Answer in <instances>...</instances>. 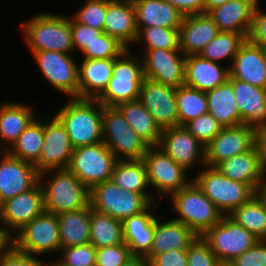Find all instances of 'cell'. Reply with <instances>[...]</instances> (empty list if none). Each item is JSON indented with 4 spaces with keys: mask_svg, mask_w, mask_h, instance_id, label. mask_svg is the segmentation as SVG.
Masks as SVG:
<instances>
[{
    "mask_svg": "<svg viewBox=\"0 0 266 266\" xmlns=\"http://www.w3.org/2000/svg\"><path fill=\"white\" fill-rule=\"evenodd\" d=\"M257 5L250 0H229L210 10L207 15L217 25L219 32H232L248 37Z\"/></svg>",
    "mask_w": 266,
    "mask_h": 266,
    "instance_id": "obj_25",
    "label": "cell"
},
{
    "mask_svg": "<svg viewBox=\"0 0 266 266\" xmlns=\"http://www.w3.org/2000/svg\"><path fill=\"white\" fill-rule=\"evenodd\" d=\"M32 108L25 103L12 101L0 105V151H7L19 135L37 118Z\"/></svg>",
    "mask_w": 266,
    "mask_h": 266,
    "instance_id": "obj_31",
    "label": "cell"
},
{
    "mask_svg": "<svg viewBox=\"0 0 266 266\" xmlns=\"http://www.w3.org/2000/svg\"><path fill=\"white\" fill-rule=\"evenodd\" d=\"M228 1L229 0H205V14H207L210 10L225 4Z\"/></svg>",
    "mask_w": 266,
    "mask_h": 266,
    "instance_id": "obj_58",
    "label": "cell"
},
{
    "mask_svg": "<svg viewBox=\"0 0 266 266\" xmlns=\"http://www.w3.org/2000/svg\"><path fill=\"white\" fill-rule=\"evenodd\" d=\"M55 116L66 128L74 149L102 142L103 105L96 99L70 98Z\"/></svg>",
    "mask_w": 266,
    "mask_h": 266,
    "instance_id": "obj_2",
    "label": "cell"
},
{
    "mask_svg": "<svg viewBox=\"0 0 266 266\" xmlns=\"http://www.w3.org/2000/svg\"><path fill=\"white\" fill-rule=\"evenodd\" d=\"M230 66L212 62L200 55H189L185 59V85L201 91L214 89L225 83L230 76Z\"/></svg>",
    "mask_w": 266,
    "mask_h": 266,
    "instance_id": "obj_26",
    "label": "cell"
},
{
    "mask_svg": "<svg viewBox=\"0 0 266 266\" xmlns=\"http://www.w3.org/2000/svg\"><path fill=\"white\" fill-rule=\"evenodd\" d=\"M138 32L144 27L179 29L184 15L166 0H132Z\"/></svg>",
    "mask_w": 266,
    "mask_h": 266,
    "instance_id": "obj_28",
    "label": "cell"
},
{
    "mask_svg": "<svg viewBox=\"0 0 266 266\" xmlns=\"http://www.w3.org/2000/svg\"><path fill=\"white\" fill-rule=\"evenodd\" d=\"M230 77L266 89V58L262 47L247 39L229 68Z\"/></svg>",
    "mask_w": 266,
    "mask_h": 266,
    "instance_id": "obj_22",
    "label": "cell"
},
{
    "mask_svg": "<svg viewBox=\"0 0 266 266\" xmlns=\"http://www.w3.org/2000/svg\"><path fill=\"white\" fill-rule=\"evenodd\" d=\"M258 131L244 124L224 127L205 146V165L216 167L219 163L256 146Z\"/></svg>",
    "mask_w": 266,
    "mask_h": 266,
    "instance_id": "obj_17",
    "label": "cell"
},
{
    "mask_svg": "<svg viewBox=\"0 0 266 266\" xmlns=\"http://www.w3.org/2000/svg\"><path fill=\"white\" fill-rule=\"evenodd\" d=\"M126 49L116 38L103 32L82 53L83 59H116Z\"/></svg>",
    "mask_w": 266,
    "mask_h": 266,
    "instance_id": "obj_43",
    "label": "cell"
},
{
    "mask_svg": "<svg viewBox=\"0 0 266 266\" xmlns=\"http://www.w3.org/2000/svg\"><path fill=\"white\" fill-rule=\"evenodd\" d=\"M56 216L62 248L90 243V205Z\"/></svg>",
    "mask_w": 266,
    "mask_h": 266,
    "instance_id": "obj_35",
    "label": "cell"
},
{
    "mask_svg": "<svg viewBox=\"0 0 266 266\" xmlns=\"http://www.w3.org/2000/svg\"><path fill=\"white\" fill-rule=\"evenodd\" d=\"M143 41L144 49H179V29L165 27H144L138 32L135 43Z\"/></svg>",
    "mask_w": 266,
    "mask_h": 266,
    "instance_id": "obj_42",
    "label": "cell"
},
{
    "mask_svg": "<svg viewBox=\"0 0 266 266\" xmlns=\"http://www.w3.org/2000/svg\"><path fill=\"white\" fill-rule=\"evenodd\" d=\"M158 147L188 171L196 163L205 166V145L184 126L162 130Z\"/></svg>",
    "mask_w": 266,
    "mask_h": 266,
    "instance_id": "obj_20",
    "label": "cell"
},
{
    "mask_svg": "<svg viewBox=\"0 0 266 266\" xmlns=\"http://www.w3.org/2000/svg\"><path fill=\"white\" fill-rule=\"evenodd\" d=\"M43 190L38 183L27 192L20 193L0 205V226L11 239L32 219L44 212Z\"/></svg>",
    "mask_w": 266,
    "mask_h": 266,
    "instance_id": "obj_14",
    "label": "cell"
},
{
    "mask_svg": "<svg viewBox=\"0 0 266 266\" xmlns=\"http://www.w3.org/2000/svg\"><path fill=\"white\" fill-rule=\"evenodd\" d=\"M226 266H266V239H260L257 243L235 257Z\"/></svg>",
    "mask_w": 266,
    "mask_h": 266,
    "instance_id": "obj_49",
    "label": "cell"
},
{
    "mask_svg": "<svg viewBox=\"0 0 266 266\" xmlns=\"http://www.w3.org/2000/svg\"><path fill=\"white\" fill-rule=\"evenodd\" d=\"M49 118L43 120L44 142L39 160L34 164L40 174L67 168L74 150L61 121L55 115Z\"/></svg>",
    "mask_w": 266,
    "mask_h": 266,
    "instance_id": "obj_15",
    "label": "cell"
},
{
    "mask_svg": "<svg viewBox=\"0 0 266 266\" xmlns=\"http://www.w3.org/2000/svg\"><path fill=\"white\" fill-rule=\"evenodd\" d=\"M208 113L222 126L233 127L243 124L239 114L232 83L227 80L220 86L206 91Z\"/></svg>",
    "mask_w": 266,
    "mask_h": 266,
    "instance_id": "obj_33",
    "label": "cell"
},
{
    "mask_svg": "<svg viewBox=\"0 0 266 266\" xmlns=\"http://www.w3.org/2000/svg\"><path fill=\"white\" fill-rule=\"evenodd\" d=\"M35 165L0 151V205L14 196L27 192L39 183Z\"/></svg>",
    "mask_w": 266,
    "mask_h": 266,
    "instance_id": "obj_19",
    "label": "cell"
},
{
    "mask_svg": "<svg viewBox=\"0 0 266 266\" xmlns=\"http://www.w3.org/2000/svg\"><path fill=\"white\" fill-rule=\"evenodd\" d=\"M43 76L59 92L78 98L79 65L71 54L56 51L32 53Z\"/></svg>",
    "mask_w": 266,
    "mask_h": 266,
    "instance_id": "obj_13",
    "label": "cell"
},
{
    "mask_svg": "<svg viewBox=\"0 0 266 266\" xmlns=\"http://www.w3.org/2000/svg\"><path fill=\"white\" fill-rule=\"evenodd\" d=\"M197 237L181 222L174 219L161 222L156 217L152 246L147 255H157L174 249H188Z\"/></svg>",
    "mask_w": 266,
    "mask_h": 266,
    "instance_id": "obj_32",
    "label": "cell"
},
{
    "mask_svg": "<svg viewBox=\"0 0 266 266\" xmlns=\"http://www.w3.org/2000/svg\"><path fill=\"white\" fill-rule=\"evenodd\" d=\"M247 40L259 47L266 48V12L256 7Z\"/></svg>",
    "mask_w": 266,
    "mask_h": 266,
    "instance_id": "obj_53",
    "label": "cell"
},
{
    "mask_svg": "<svg viewBox=\"0 0 266 266\" xmlns=\"http://www.w3.org/2000/svg\"><path fill=\"white\" fill-rule=\"evenodd\" d=\"M61 260H56L60 266H95L96 248L90 244L61 248Z\"/></svg>",
    "mask_w": 266,
    "mask_h": 266,
    "instance_id": "obj_45",
    "label": "cell"
},
{
    "mask_svg": "<svg viewBox=\"0 0 266 266\" xmlns=\"http://www.w3.org/2000/svg\"><path fill=\"white\" fill-rule=\"evenodd\" d=\"M187 259L188 266H223L200 236L187 249Z\"/></svg>",
    "mask_w": 266,
    "mask_h": 266,
    "instance_id": "obj_47",
    "label": "cell"
},
{
    "mask_svg": "<svg viewBox=\"0 0 266 266\" xmlns=\"http://www.w3.org/2000/svg\"><path fill=\"white\" fill-rule=\"evenodd\" d=\"M184 16L205 14V0H166Z\"/></svg>",
    "mask_w": 266,
    "mask_h": 266,
    "instance_id": "obj_54",
    "label": "cell"
},
{
    "mask_svg": "<svg viewBox=\"0 0 266 266\" xmlns=\"http://www.w3.org/2000/svg\"><path fill=\"white\" fill-rule=\"evenodd\" d=\"M53 174L52 179L45 177ZM47 175V176H46ZM45 212L58 215L90 205V189L68 168L54 169L40 174Z\"/></svg>",
    "mask_w": 266,
    "mask_h": 266,
    "instance_id": "obj_1",
    "label": "cell"
},
{
    "mask_svg": "<svg viewBox=\"0 0 266 266\" xmlns=\"http://www.w3.org/2000/svg\"><path fill=\"white\" fill-rule=\"evenodd\" d=\"M177 111L179 126L208 113L206 92L181 85L176 88Z\"/></svg>",
    "mask_w": 266,
    "mask_h": 266,
    "instance_id": "obj_40",
    "label": "cell"
},
{
    "mask_svg": "<svg viewBox=\"0 0 266 266\" xmlns=\"http://www.w3.org/2000/svg\"><path fill=\"white\" fill-rule=\"evenodd\" d=\"M259 194L266 200V180H264Z\"/></svg>",
    "mask_w": 266,
    "mask_h": 266,
    "instance_id": "obj_59",
    "label": "cell"
},
{
    "mask_svg": "<svg viewBox=\"0 0 266 266\" xmlns=\"http://www.w3.org/2000/svg\"><path fill=\"white\" fill-rule=\"evenodd\" d=\"M184 127L205 146L223 129V126L210 113L189 121Z\"/></svg>",
    "mask_w": 266,
    "mask_h": 266,
    "instance_id": "obj_46",
    "label": "cell"
},
{
    "mask_svg": "<svg viewBox=\"0 0 266 266\" xmlns=\"http://www.w3.org/2000/svg\"><path fill=\"white\" fill-rule=\"evenodd\" d=\"M104 32L116 38L127 49L138 36L136 11L132 0H107Z\"/></svg>",
    "mask_w": 266,
    "mask_h": 266,
    "instance_id": "obj_23",
    "label": "cell"
},
{
    "mask_svg": "<svg viewBox=\"0 0 266 266\" xmlns=\"http://www.w3.org/2000/svg\"><path fill=\"white\" fill-rule=\"evenodd\" d=\"M107 0H86L71 16L76 22L104 32Z\"/></svg>",
    "mask_w": 266,
    "mask_h": 266,
    "instance_id": "obj_44",
    "label": "cell"
},
{
    "mask_svg": "<svg viewBox=\"0 0 266 266\" xmlns=\"http://www.w3.org/2000/svg\"><path fill=\"white\" fill-rule=\"evenodd\" d=\"M45 266H60L57 262H48Z\"/></svg>",
    "mask_w": 266,
    "mask_h": 266,
    "instance_id": "obj_60",
    "label": "cell"
},
{
    "mask_svg": "<svg viewBox=\"0 0 266 266\" xmlns=\"http://www.w3.org/2000/svg\"><path fill=\"white\" fill-rule=\"evenodd\" d=\"M227 216L258 239H266V200L259 193Z\"/></svg>",
    "mask_w": 266,
    "mask_h": 266,
    "instance_id": "obj_38",
    "label": "cell"
},
{
    "mask_svg": "<svg viewBox=\"0 0 266 266\" xmlns=\"http://www.w3.org/2000/svg\"><path fill=\"white\" fill-rule=\"evenodd\" d=\"M153 207L157 208L152 203L142 213L130 216L123 221V240L132 255L146 256L150 252L156 219V215L151 212Z\"/></svg>",
    "mask_w": 266,
    "mask_h": 266,
    "instance_id": "obj_29",
    "label": "cell"
},
{
    "mask_svg": "<svg viewBox=\"0 0 266 266\" xmlns=\"http://www.w3.org/2000/svg\"><path fill=\"white\" fill-rule=\"evenodd\" d=\"M117 161L113 152L99 142L75 148L67 168L91 189L96 184L111 180Z\"/></svg>",
    "mask_w": 266,
    "mask_h": 266,
    "instance_id": "obj_10",
    "label": "cell"
},
{
    "mask_svg": "<svg viewBox=\"0 0 266 266\" xmlns=\"http://www.w3.org/2000/svg\"><path fill=\"white\" fill-rule=\"evenodd\" d=\"M219 33L207 14L187 15L179 28V49L185 55H199Z\"/></svg>",
    "mask_w": 266,
    "mask_h": 266,
    "instance_id": "obj_24",
    "label": "cell"
},
{
    "mask_svg": "<svg viewBox=\"0 0 266 266\" xmlns=\"http://www.w3.org/2000/svg\"><path fill=\"white\" fill-rule=\"evenodd\" d=\"M145 78L178 88L185 83L186 56L180 50L143 49Z\"/></svg>",
    "mask_w": 266,
    "mask_h": 266,
    "instance_id": "obj_16",
    "label": "cell"
},
{
    "mask_svg": "<svg viewBox=\"0 0 266 266\" xmlns=\"http://www.w3.org/2000/svg\"><path fill=\"white\" fill-rule=\"evenodd\" d=\"M131 256L130 249L124 242L96 249L95 266H123Z\"/></svg>",
    "mask_w": 266,
    "mask_h": 266,
    "instance_id": "obj_48",
    "label": "cell"
},
{
    "mask_svg": "<svg viewBox=\"0 0 266 266\" xmlns=\"http://www.w3.org/2000/svg\"><path fill=\"white\" fill-rule=\"evenodd\" d=\"M263 51H264V55H265V58H266V48H263Z\"/></svg>",
    "mask_w": 266,
    "mask_h": 266,
    "instance_id": "obj_62",
    "label": "cell"
},
{
    "mask_svg": "<svg viewBox=\"0 0 266 266\" xmlns=\"http://www.w3.org/2000/svg\"><path fill=\"white\" fill-rule=\"evenodd\" d=\"M31 53L56 51L71 54L74 51L70 17L54 13H39L20 25Z\"/></svg>",
    "mask_w": 266,
    "mask_h": 266,
    "instance_id": "obj_3",
    "label": "cell"
},
{
    "mask_svg": "<svg viewBox=\"0 0 266 266\" xmlns=\"http://www.w3.org/2000/svg\"><path fill=\"white\" fill-rule=\"evenodd\" d=\"M116 108L150 147L159 145L162 129L138 99L120 103Z\"/></svg>",
    "mask_w": 266,
    "mask_h": 266,
    "instance_id": "obj_34",
    "label": "cell"
},
{
    "mask_svg": "<svg viewBox=\"0 0 266 266\" xmlns=\"http://www.w3.org/2000/svg\"><path fill=\"white\" fill-rule=\"evenodd\" d=\"M216 168L229 179L250 185L257 193L265 180L257 146L219 163Z\"/></svg>",
    "mask_w": 266,
    "mask_h": 266,
    "instance_id": "obj_27",
    "label": "cell"
},
{
    "mask_svg": "<svg viewBox=\"0 0 266 266\" xmlns=\"http://www.w3.org/2000/svg\"><path fill=\"white\" fill-rule=\"evenodd\" d=\"M138 100L162 130L179 126L176 88L145 78Z\"/></svg>",
    "mask_w": 266,
    "mask_h": 266,
    "instance_id": "obj_18",
    "label": "cell"
},
{
    "mask_svg": "<svg viewBox=\"0 0 266 266\" xmlns=\"http://www.w3.org/2000/svg\"><path fill=\"white\" fill-rule=\"evenodd\" d=\"M151 204L144 194L126 191L112 180L96 184L90 189L91 208L121 221L142 213Z\"/></svg>",
    "mask_w": 266,
    "mask_h": 266,
    "instance_id": "obj_8",
    "label": "cell"
},
{
    "mask_svg": "<svg viewBox=\"0 0 266 266\" xmlns=\"http://www.w3.org/2000/svg\"><path fill=\"white\" fill-rule=\"evenodd\" d=\"M201 237L223 266H226L260 240L227 215Z\"/></svg>",
    "mask_w": 266,
    "mask_h": 266,
    "instance_id": "obj_11",
    "label": "cell"
},
{
    "mask_svg": "<svg viewBox=\"0 0 266 266\" xmlns=\"http://www.w3.org/2000/svg\"><path fill=\"white\" fill-rule=\"evenodd\" d=\"M111 180L126 191L144 194L152 203L156 202L154 195L147 191L150 186L143 160H118Z\"/></svg>",
    "mask_w": 266,
    "mask_h": 266,
    "instance_id": "obj_36",
    "label": "cell"
},
{
    "mask_svg": "<svg viewBox=\"0 0 266 266\" xmlns=\"http://www.w3.org/2000/svg\"><path fill=\"white\" fill-rule=\"evenodd\" d=\"M11 245V239L4 233L0 226V255Z\"/></svg>",
    "mask_w": 266,
    "mask_h": 266,
    "instance_id": "obj_57",
    "label": "cell"
},
{
    "mask_svg": "<svg viewBox=\"0 0 266 266\" xmlns=\"http://www.w3.org/2000/svg\"><path fill=\"white\" fill-rule=\"evenodd\" d=\"M144 79L141 57L139 54L132 55L131 49H126L114 59L112 78L96 100L107 107H116L120 103L137 100Z\"/></svg>",
    "mask_w": 266,
    "mask_h": 266,
    "instance_id": "obj_5",
    "label": "cell"
},
{
    "mask_svg": "<svg viewBox=\"0 0 266 266\" xmlns=\"http://www.w3.org/2000/svg\"><path fill=\"white\" fill-rule=\"evenodd\" d=\"M250 1H252L255 5H257V6H259V0H250Z\"/></svg>",
    "mask_w": 266,
    "mask_h": 266,
    "instance_id": "obj_61",
    "label": "cell"
},
{
    "mask_svg": "<svg viewBox=\"0 0 266 266\" xmlns=\"http://www.w3.org/2000/svg\"><path fill=\"white\" fill-rule=\"evenodd\" d=\"M40 119L36 118L8 148L10 155L32 164L39 160L44 142L43 120Z\"/></svg>",
    "mask_w": 266,
    "mask_h": 266,
    "instance_id": "obj_39",
    "label": "cell"
},
{
    "mask_svg": "<svg viewBox=\"0 0 266 266\" xmlns=\"http://www.w3.org/2000/svg\"><path fill=\"white\" fill-rule=\"evenodd\" d=\"M203 168L192 180L224 215L258 194L250 185L229 179L216 167Z\"/></svg>",
    "mask_w": 266,
    "mask_h": 266,
    "instance_id": "obj_6",
    "label": "cell"
},
{
    "mask_svg": "<svg viewBox=\"0 0 266 266\" xmlns=\"http://www.w3.org/2000/svg\"><path fill=\"white\" fill-rule=\"evenodd\" d=\"M233 85L236 105L245 126L266 131V89L234 79H228Z\"/></svg>",
    "mask_w": 266,
    "mask_h": 266,
    "instance_id": "obj_21",
    "label": "cell"
},
{
    "mask_svg": "<svg viewBox=\"0 0 266 266\" xmlns=\"http://www.w3.org/2000/svg\"><path fill=\"white\" fill-rule=\"evenodd\" d=\"M247 38L243 34L219 32L200 52V56L212 62L219 63L230 58L231 64L239 47Z\"/></svg>",
    "mask_w": 266,
    "mask_h": 266,
    "instance_id": "obj_41",
    "label": "cell"
},
{
    "mask_svg": "<svg viewBox=\"0 0 266 266\" xmlns=\"http://www.w3.org/2000/svg\"><path fill=\"white\" fill-rule=\"evenodd\" d=\"M70 28L72 31L74 51L78 49L83 52L87 46H90L103 33L101 30L76 22L72 17H70Z\"/></svg>",
    "mask_w": 266,
    "mask_h": 266,
    "instance_id": "obj_50",
    "label": "cell"
},
{
    "mask_svg": "<svg viewBox=\"0 0 266 266\" xmlns=\"http://www.w3.org/2000/svg\"><path fill=\"white\" fill-rule=\"evenodd\" d=\"M114 59H82L79 67L78 99H96L112 78Z\"/></svg>",
    "mask_w": 266,
    "mask_h": 266,
    "instance_id": "obj_30",
    "label": "cell"
},
{
    "mask_svg": "<svg viewBox=\"0 0 266 266\" xmlns=\"http://www.w3.org/2000/svg\"><path fill=\"white\" fill-rule=\"evenodd\" d=\"M149 186L159 197L169 196L188 186L193 180L187 179V170L178 165L158 146L149 147L143 157Z\"/></svg>",
    "mask_w": 266,
    "mask_h": 266,
    "instance_id": "obj_12",
    "label": "cell"
},
{
    "mask_svg": "<svg viewBox=\"0 0 266 266\" xmlns=\"http://www.w3.org/2000/svg\"><path fill=\"white\" fill-rule=\"evenodd\" d=\"M145 257L149 260L150 266H188L187 249H174Z\"/></svg>",
    "mask_w": 266,
    "mask_h": 266,
    "instance_id": "obj_52",
    "label": "cell"
},
{
    "mask_svg": "<svg viewBox=\"0 0 266 266\" xmlns=\"http://www.w3.org/2000/svg\"><path fill=\"white\" fill-rule=\"evenodd\" d=\"M256 146L260 154V165L264 179L266 180V131H260L257 135Z\"/></svg>",
    "mask_w": 266,
    "mask_h": 266,
    "instance_id": "obj_55",
    "label": "cell"
},
{
    "mask_svg": "<svg viewBox=\"0 0 266 266\" xmlns=\"http://www.w3.org/2000/svg\"><path fill=\"white\" fill-rule=\"evenodd\" d=\"M170 197L171 211L178 213L173 219L189 227L197 236L201 237L225 216L193 181Z\"/></svg>",
    "mask_w": 266,
    "mask_h": 266,
    "instance_id": "obj_4",
    "label": "cell"
},
{
    "mask_svg": "<svg viewBox=\"0 0 266 266\" xmlns=\"http://www.w3.org/2000/svg\"><path fill=\"white\" fill-rule=\"evenodd\" d=\"M46 264L36 256L17 251L12 245L0 255V266H45Z\"/></svg>",
    "mask_w": 266,
    "mask_h": 266,
    "instance_id": "obj_51",
    "label": "cell"
},
{
    "mask_svg": "<svg viewBox=\"0 0 266 266\" xmlns=\"http://www.w3.org/2000/svg\"><path fill=\"white\" fill-rule=\"evenodd\" d=\"M102 142L118 160H142L150 147L116 107L103 106Z\"/></svg>",
    "mask_w": 266,
    "mask_h": 266,
    "instance_id": "obj_7",
    "label": "cell"
},
{
    "mask_svg": "<svg viewBox=\"0 0 266 266\" xmlns=\"http://www.w3.org/2000/svg\"><path fill=\"white\" fill-rule=\"evenodd\" d=\"M123 242V221L97 212L90 206V244L100 249Z\"/></svg>",
    "mask_w": 266,
    "mask_h": 266,
    "instance_id": "obj_37",
    "label": "cell"
},
{
    "mask_svg": "<svg viewBox=\"0 0 266 266\" xmlns=\"http://www.w3.org/2000/svg\"><path fill=\"white\" fill-rule=\"evenodd\" d=\"M123 266H150V262L145 256L132 255Z\"/></svg>",
    "mask_w": 266,
    "mask_h": 266,
    "instance_id": "obj_56",
    "label": "cell"
},
{
    "mask_svg": "<svg viewBox=\"0 0 266 266\" xmlns=\"http://www.w3.org/2000/svg\"><path fill=\"white\" fill-rule=\"evenodd\" d=\"M15 235L11 238V245L30 256L59 253L62 248L57 216L45 211Z\"/></svg>",
    "mask_w": 266,
    "mask_h": 266,
    "instance_id": "obj_9",
    "label": "cell"
}]
</instances>
